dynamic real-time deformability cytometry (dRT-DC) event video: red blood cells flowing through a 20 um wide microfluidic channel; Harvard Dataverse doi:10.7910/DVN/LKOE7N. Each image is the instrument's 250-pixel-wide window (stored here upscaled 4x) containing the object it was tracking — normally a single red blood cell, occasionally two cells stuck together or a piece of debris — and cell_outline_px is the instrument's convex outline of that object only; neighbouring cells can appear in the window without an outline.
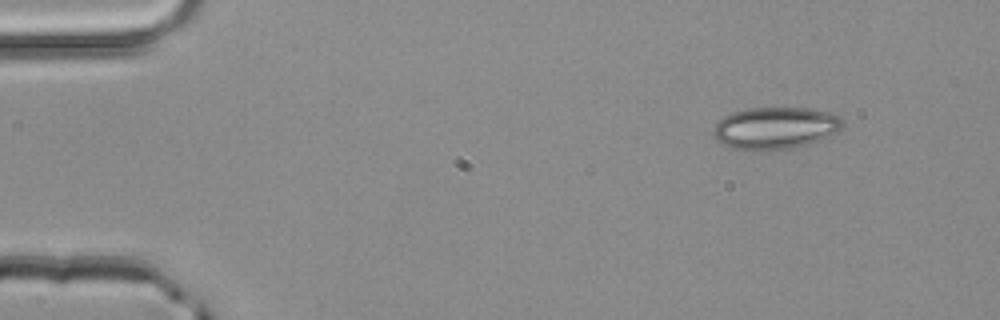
{"species": "common noctule bat (a hibernating species)", "species_latin": "Nyctalus noctula", "temperature_condition": "room temperature", "stored_images_in_passage": 3, "camera_frame_rate_fps": 3000, "um_per_image_px": 0.085, "animal": {"sex": "male", "body_mass_g": 20.4}, "frame": {"image": 1, "passage_image": 1, "time_ms": 0.0, "image_size_px": [1000, 320], "cell_outline_px": [[844, 124], [836, 132], [808, 144], [792, 148], [768, 152], [732, 148], [716, 140], [712, 136], [712, 132], [716, 124], [724, 116], [732, 112], [748, 108], [812, 108], [828, 112], [840, 116]], "centroid_in_image_um": [65.87, 10.89], "position_along_channel_um": 19.1, "area_um2": 31.91}}